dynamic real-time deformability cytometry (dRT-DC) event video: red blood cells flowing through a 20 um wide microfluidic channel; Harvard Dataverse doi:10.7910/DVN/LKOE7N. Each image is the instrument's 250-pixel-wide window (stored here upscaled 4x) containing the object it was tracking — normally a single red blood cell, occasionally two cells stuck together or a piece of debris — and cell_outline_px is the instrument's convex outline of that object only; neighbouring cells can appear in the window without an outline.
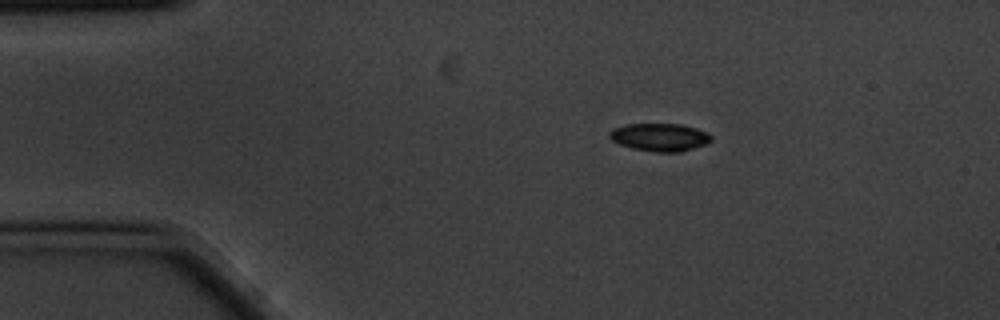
{"species": "common noctule bat (a hibernating species)", "species_latin": "Nyctalus noctula", "temperature_condition": "cold", "stored_images_in_passage": 5, "camera_frame_rate_fps": 3000, "um_per_image_px": 0.085, "animal": {"sex": "male", "body_mass_g": 20.1, "forearm_length_mm": 53.5}, "frame": {"image": 1, "passage_image": 2, "time_ms": 0.333, "image_size_px": [1000, 320], "cell_outline_px": [[712, 140], [708, 144], [680, 152], [656, 152], [632, 148], [620, 144], [612, 140], [608, 136], [608, 132], [612, 128], [628, 124], [680, 124], [696, 128], [708, 132], [712, 136]], "centroid_in_image_um": [56.1, 11.66], "position_along_channel_um": 28.9, "area_um2": 16.65}}
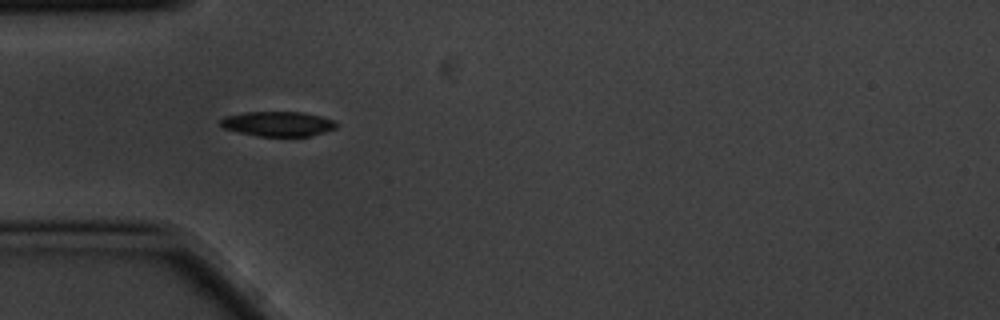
{"frame": {"image": 2, "passage_image": 4, "time_ms": 1.0, "image_size_px": [1000, 320], "cell_outline_px": [[336, 128], [312, 136], [256, 136], [224, 128], [220, 124], [220, 120], [224, 116], [244, 112], [304, 112], [320, 116], [332, 120], [336, 124]], "centroid_in_image_um": [23.6, 10.52], "position_along_channel_um": 61.4, "area_um2": 16.7}}